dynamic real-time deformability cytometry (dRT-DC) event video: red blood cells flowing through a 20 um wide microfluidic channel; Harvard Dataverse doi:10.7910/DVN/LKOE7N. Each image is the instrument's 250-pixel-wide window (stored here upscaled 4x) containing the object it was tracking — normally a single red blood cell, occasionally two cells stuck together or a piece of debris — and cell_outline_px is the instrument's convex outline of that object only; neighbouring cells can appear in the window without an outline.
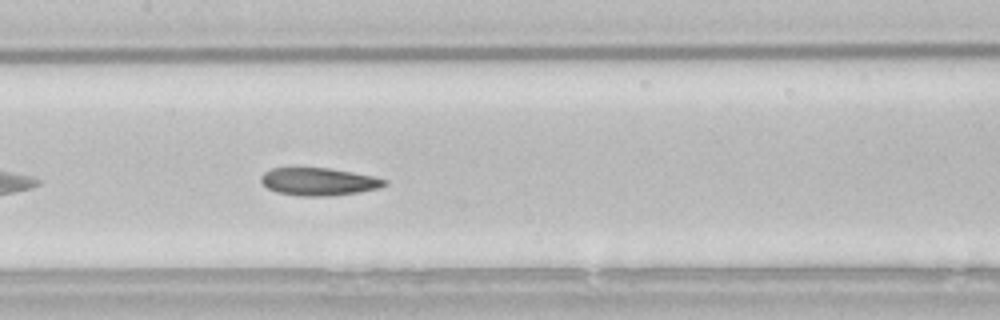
{"species": "common noctule bat (a hibernating species)", "species_latin": "Nyctalus noctula", "temperature_condition": "room temperature", "stored_images_in_passage": 20, "camera_frame_rate_fps": 3000, "um_per_image_px": 0.085, "animal": {"sex": "male", "body_mass_g": 21.5, "forearm_length_mm": 52.0}, "frame": {"image": 1, "passage_image": 12, "time_ms": 3.667, "image_size_px": [1000, 320], "cell_outline_px": [[388, 184], [380, 188], [332, 196], [300, 196], [276, 192], [268, 188], [260, 180], [260, 176], [264, 172], [272, 168], [328, 168], [352, 172], [372, 176], [388, 180]], "centroid_in_image_um": [27.09, 15.44], "position_along_channel_um": 180.3, "area_um2": 19.88}}
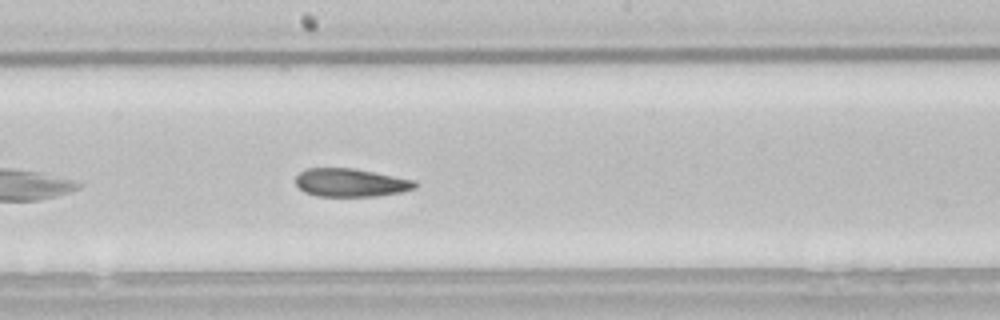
{"frame": {"image": 2, "passage_image": 15, "time_ms": 4.667, "image_size_px": [1000, 320], "cell_outline_px": [[420, 184], [416, 188], [400, 192], [376, 196], [316, 196], [304, 192], [296, 184], [296, 176], [304, 168], [352, 168], [376, 172], [416, 180]], "centroid_in_image_um": [29.84, 15.52], "position_along_channel_um": 218.4, "area_um2": 19.83}}